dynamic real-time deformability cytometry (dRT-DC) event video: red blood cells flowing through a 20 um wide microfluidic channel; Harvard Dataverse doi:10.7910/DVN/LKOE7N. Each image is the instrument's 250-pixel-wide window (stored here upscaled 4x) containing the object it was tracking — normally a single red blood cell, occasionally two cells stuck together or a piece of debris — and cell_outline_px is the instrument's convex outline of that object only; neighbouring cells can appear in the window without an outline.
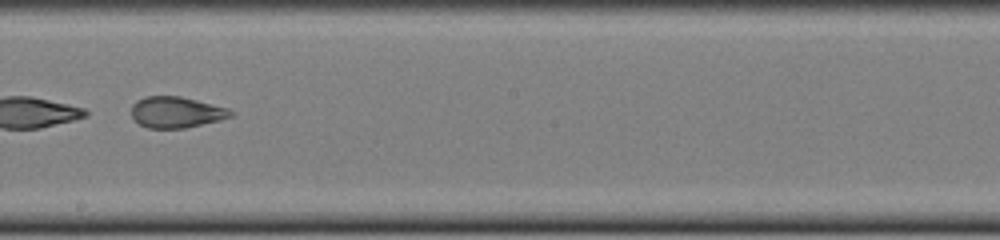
{"species": "common noctule bat (a hibernating species)", "species_latin": "Nyctalus noctula", "temperature_condition": "cold", "stored_images_in_passage": 48, "camera_frame_rate_fps": 3000, "um_per_image_px": 0.085, "animal": {"sex": "female", "body_mass_g": 22.0, "forearm_length_mm": 56.7}, "frame": {"image": 1, "passage_image": 28, "time_ms": 9.0, "image_size_px": [1000, 240], "cell_outline_px": [[236, 112], [232, 116], [220, 120], [184, 128], [148, 128], [140, 124], [132, 116], [132, 104], [136, 100], [144, 96], [180, 96], [228, 108]], "centroid_in_image_um": [14.99, 9.53], "position_along_channel_um": 233.2, "area_um2": 17.98}}